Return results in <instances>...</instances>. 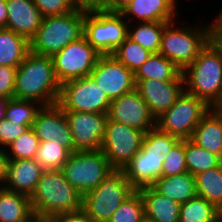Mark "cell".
I'll use <instances>...</instances> for the list:
<instances>
[{
  "label": "cell",
  "mask_w": 222,
  "mask_h": 222,
  "mask_svg": "<svg viewBox=\"0 0 222 222\" xmlns=\"http://www.w3.org/2000/svg\"><path fill=\"white\" fill-rule=\"evenodd\" d=\"M60 93L51 56L29 51L17 67L13 97L51 106L58 103Z\"/></svg>",
  "instance_id": "6da1fadb"
},
{
  "label": "cell",
  "mask_w": 222,
  "mask_h": 222,
  "mask_svg": "<svg viewBox=\"0 0 222 222\" xmlns=\"http://www.w3.org/2000/svg\"><path fill=\"white\" fill-rule=\"evenodd\" d=\"M179 140L178 137L160 131L157 127L145 133L140 151L122 169L136 190L152 186L162 177L165 156Z\"/></svg>",
  "instance_id": "7a4b0ae2"
},
{
  "label": "cell",
  "mask_w": 222,
  "mask_h": 222,
  "mask_svg": "<svg viewBox=\"0 0 222 222\" xmlns=\"http://www.w3.org/2000/svg\"><path fill=\"white\" fill-rule=\"evenodd\" d=\"M29 198L37 216L58 217L82 210L83 196L66 180L61 170L44 171Z\"/></svg>",
  "instance_id": "3957f363"
},
{
  "label": "cell",
  "mask_w": 222,
  "mask_h": 222,
  "mask_svg": "<svg viewBox=\"0 0 222 222\" xmlns=\"http://www.w3.org/2000/svg\"><path fill=\"white\" fill-rule=\"evenodd\" d=\"M185 91L214 108L222 99V53L211 41L183 71Z\"/></svg>",
  "instance_id": "277c9868"
},
{
  "label": "cell",
  "mask_w": 222,
  "mask_h": 222,
  "mask_svg": "<svg viewBox=\"0 0 222 222\" xmlns=\"http://www.w3.org/2000/svg\"><path fill=\"white\" fill-rule=\"evenodd\" d=\"M181 23L178 18L164 27L159 54L183 71L210 41V25L209 21L203 24L198 21L197 25L187 24L186 21Z\"/></svg>",
  "instance_id": "5b68a950"
},
{
  "label": "cell",
  "mask_w": 222,
  "mask_h": 222,
  "mask_svg": "<svg viewBox=\"0 0 222 222\" xmlns=\"http://www.w3.org/2000/svg\"><path fill=\"white\" fill-rule=\"evenodd\" d=\"M84 36V6L63 15L43 17L35 36L29 41L30 51L52 56L71 42Z\"/></svg>",
  "instance_id": "8992f818"
},
{
  "label": "cell",
  "mask_w": 222,
  "mask_h": 222,
  "mask_svg": "<svg viewBox=\"0 0 222 222\" xmlns=\"http://www.w3.org/2000/svg\"><path fill=\"white\" fill-rule=\"evenodd\" d=\"M135 191L124 172L114 169L94 190L83 196L82 211L93 222H108Z\"/></svg>",
  "instance_id": "52a82bcc"
},
{
  "label": "cell",
  "mask_w": 222,
  "mask_h": 222,
  "mask_svg": "<svg viewBox=\"0 0 222 222\" xmlns=\"http://www.w3.org/2000/svg\"><path fill=\"white\" fill-rule=\"evenodd\" d=\"M128 24L120 13L84 6V36L102 55L112 54L127 38Z\"/></svg>",
  "instance_id": "ba28073f"
},
{
  "label": "cell",
  "mask_w": 222,
  "mask_h": 222,
  "mask_svg": "<svg viewBox=\"0 0 222 222\" xmlns=\"http://www.w3.org/2000/svg\"><path fill=\"white\" fill-rule=\"evenodd\" d=\"M113 170L102 150L75 151L61 169L82 196L94 190Z\"/></svg>",
  "instance_id": "9c48e42d"
},
{
  "label": "cell",
  "mask_w": 222,
  "mask_h": 222,
  "mask_svg": "<svg viewBox=\"0 0 222 222\" xmlns=\"http://www.w3.org/2000/svg\"><path fill=\"white\" fill-rule=\"evenodd\" d=\"M210 108L203 100L184 90L173 106L156 118V127L180 140L190 139Z\"/></svg>",
  "instance_id": "30bf717a"
},
{
  "label": "cell",
  "mask_w": 222,
  "mask_h": 222,
  "mask_svg": "<svg viewBox=\"0 0 222 222\" xmlns=\"http://www.w3.org/2000/svg\"><path fill=\"white\" fill-rule=\"evenodd\" d=\"M111 100L91 75L61 85L58 105L64 111L107 114Z\"/></svg>",
  "instance_id": "8fae6325"
},
{
  "label": "cell",
  "mask_w": 222,
  "mask_h": 222,
  "mask_svg": "<svg viewBox=\"0 0 222 222\" xmlns=\"http://www.w3.org/2000/svg\"><path fill=\"white\" fill-rule=\"evenodd\" d=\"M100 54L85 36L71 42L51 56L58 82L63 83L90 75Z\"/></svg>",
  "instance_id": "7c38bea8"
},
{
  "label": "cell",
  "mask_w": 222,
  "mask_h": 222,
  "mask_svg": "<svg viewBox=\"0 0 222 222\" xmlns=\"http://www.w3.org/2000/svg\"><path fill=\"white\" fill-rule=\"evenodd\" d=\"M145 132L107 119L105 139L101 150L110 166L122 170L140 151Z\"/></svg>",
  "instance_id": "4fadbf2b"
},
{
  "label": "cell",
  "mask_w": 222,
  "mask_h": 222,
  "mask_svg": "<svg viewBox=\"0 0 222 222\" xmlns=\"http://www.w3.org/2000/svg\"><path fill=\"white\" fill-rule=\"evenodd\" d=\"M74 140L75 151H97L105 139L108 115L64 111Z\"/></svg>",
  "instance_id": "5bb4252c"
},
{
  "label": "cell",
  "mask_w": 222,
  "mask_h": 222,
  "mask_svg": "<svg viewBox=\"0 0 222 222\" xmlns=\"http://www.w3.org/2000/svg\"><path fill=\"white\" fill-rule=\"evenodd\" d=\"M90 75L110 100L135 89L134 73L112 54L101 55Z\"/></svg>",
  "instance_id": "9a60e30c"
},
{
  "label": "cell",
  "mask_w": 222,
  "mask_h": 222,
  "mask_svg": "<svg viewBox=\"0 0 222 222\" xmlns=\"http://www.w3.org/2000/svg\"><path fill=\"white\" fill-rule=\"evenodd\" d=\"M107 115L109 120L139 129L145 133L156 127L155 117L136 89L119 98L112 99Z\"/></svg>",
  "instance_id": "2e32d148"
},
{
  "label": "cell",
  "mask_w": 222,
  "mask_h": 222,
  "mask_svg": "<svg viewBox=\"0 0 222 222\" xmlns=\"http://www.w3.org/2000/svg\"><path fill=\"white\" fill-rule=\"evenodd\" d=\"M134 81L135 89L147 103L155 119L171 108L185 90L183 73L173 81L153 79H134Z\"/></svg>",
  "instance_id": "e0dca14e"
},
{
  "label": "cell",
  "mask_w": 222,
  "mask_h": 222,
  "mask_svg": "<svg viewBox=\"0 0 222 222\" xmlns=\"http://www.w3.org/2000/svg\"><path fill=\"white\" fill-rule=\"evenodd\" d=\"M40 142L57 141L74 152V140L64 110L58 105L42 106L31 126Z\"/></svg>",
  "instance_id": "ac0fdd59"
},
{
  "label": "cell",
  "mask_w": 222,
  "mask_h": 222,
  "mask_svg": "<svg viewBox=\"0 0 222 222\" xmlns=\"http://www.w3.org/2000/svg\"><path fill=\"white\" fill-rule=\"evenodd\" d=\"M178 0H133L120 14L128 23L172 22L180 16Z\"/></svg>",
  "instance_id": "d6986e66"
},
{
  "label": "cell",
  "mask_w": 222,
  "mask_h": 222,
  "mask_svg": "<svg viewBox=\"0 0 222 222\" xmlns=\"http://www.w3.org/2000/svg\"><path fill=\"white\" fill-rule=\"evenodd\" d=\"M6 28L30 41L41 25L43 16L33 0H6Z\"/></svg>",
  "instance_id": "ffe728a7"
},
{
  "label": "cell",
  "mask_w": 222,
  "mask_h": 222,
  "mask_svg": "<svg viewBox=\"0 0 222 222\" xmlns=\"http://www.w3.org/2000/svg\"><path fill=\"white\" fill-rule=\"evenodd\" d=\"M44 170L35 158L9 160L4 188L31 196Z\"/></svg>",
  "instance_id": "44dd1931"
},
{
  "label": "cell",
  "mask_w": 222,
  "mask_h": 222,
  "mask_svg": "<svg viewBox=\"0 0 222 222\" xmlns=\"http://www.w3.org/2000/svg\"><path fill=\"white\" fill-rule=\"evenodd\" d=\"M138 191L144 202L145 219L152 222H179L181 204L161 195L152 186Z\"/></svg>",
  "instance_id": "7402d4cb"
},
{
  "label": "cell",
  "mask_w": 222,
  "mask_h": 222,
  "mask_svg": "<svg viewBox=\"0 0 222 222\" xmlns=\"http://www.w3.org/2000/svg\"><path fill=\"white\" fill-rule=\"evenodd\" d=\"M190 140L222 158V114L210 108L194 129Z\"/></svg>",
  "instance_id": "603a6c76"
},
{
  "label": "cell",
  "mask_w": 222,
  "mask_h": 222,
  "mask_svg": "<svg viewBox=\"0 0 222 222\" xmlns=\"http://www.w3.org/2000/svg\"><path fill=\"white\" fill-rule=\"evenodd\" d=\"M152 187L161 195L183 204L197 196L195 176L189 172L158 178Z\"/></svg>",
  "instance_id": "cb8c5ba5"
},
{
  "label": "cell",
  "mask_w": 222,
  "mask_h": 222,
  "mask_svg": "<svg viewBox=\"0 0 222 222\" xmlns=\"http://www.w3.org/2000/svg\"><path fill=\"white\" fill-rule=\"evenodd\" d=\"M32 216L29 196L0 187V222H27Z\"/></svg>",
  "instance_id": "d4e9b609"
},
{
  "label": "cell",
  "mask_w": 222,
  "mask_h": 222,
  "mask_svg": "<svg viewBox=\"0 0 222 222\" xmlns=\"http://www.w3.org/2000/svg\"><path fill=\"white\" fill-rule=\"evenodd\" d=\"M30 51L29 41L7 28H0V65L18 67Z\"/></svg>",
  "instance_id": "484cf974"
},
{
  "label": "cell",
  "mask_w": 222,
  "mask_h": 222,
  "mask_svg": "<svg viewBox=\"0 0 222 222\" xmlns=\"http://www.w3.org/2000/svg\"><path fill=\"white\" fill-rule=\"evenodd\" d=\"M182 70L171 60L157 53L150 57L135 71L134 79H153L159 81H173Z\"/></svg>",
  "instance_id": "4316f807"
},
{
  "label": "cell",
  "mask_w": 222,
  "mask_h": 222,
  "mask_svg": "<svg viewBox=\"0 0 222 222\" xmlns=\"http://www.w3.org/2000/svg\"><path fill=\"white\" fill-rule=\"evenodd\" d=\"M168 23L169 22L129 23L127 37L152 54H157L161 47L162 32Z\"/></svg>",
  "instance_id": "83f0119b"
},
{
  "label": "cell",
  "mask_w": 222,
  "mask_h": 222,
  "mask_svg": "<svg viewBox=\"0 0 222 222\" xmlns=\"http://www.w3.org/2000/svg\"><path fill=\"white\" fill-rule=\"evenodd\" d=\"M187 172L193 176L222 164V158L198 146L190 139H184Z\"/></svg>",
  "instance_id": "f1b7e54d"
},
{
  "label": "cell",
  "mask_w": 222,
  "mask_h": 222,
  "mask_svg": "<svg viewBox=\"0 0 222 222\" xmlns=\"http://www.w3.org/2000/svg\"><path fill=\"white\" fill-rule=\"evenodd\" d=\"M197 196L222 207V164L195 175Z\"/></svg>",
  "instance_id": "f546056e"
},
{
  "label": "cell",
  "mask_w": 222,
  "mask_h": 222,
  "mask_svg": "<svg viewBox=\"0 0 222 222\" xmlns=\"http://www.w3.org/2000/svg\"><path fill=\"white\" fill-rule=\"evenodd\" d=\"M218 208L200 196L181 204L179 222H217Z\"/></svg>",
  "instance_id": "4dcf8cb0"
},
{
  "label": "cell",
  "mask_w": 222,
  "mask_h": 222,
  "mask_svg": "<svg viewBox=\"0 0 222 222\" xmlns=\"http://www.w3.org/2000/svg\"><path fill=\"white\" fill-rule=\"evenodd\" d=\"M70 154L68 149L61 146L59 140L44 141L39 142L35 160L44 171L61 170Z\"/></svg>",
  "instance_id": "1f68e13d"
},
{
  "label": "cell",
  "mask_w": 222,
  "mask_h": 222,
  "mask_svg": "<svg viewBox=\"0 0 222 222\" xmlns=\"http://www.w3.org/2000/svg\"><path fill=\"white\" fill-rule=\"evenodd\" d=\"M42 105L32 100L10 98L6 105L5 118L18 125L32 126Z\"/></svg>",
  "instance_id": "d6a6232c"
},
{
  "label": "cell",
  "mask_w": 222,
  "mask_h": 222,
  "mask_svg": "<svg viewBox=\"0 0 222 222\" xmlns=\"http://www.w3.org/2000/svg\"><path fill=\"white\" fill-rule=\"evenodd\" d=\"M152 53L133 42L128 37L115 49L112 55L133 73L150 57Z\"/></svg>",
  "instance_id": "836d02e7"
},
{
  "label": "cell",
  "mask_w": 222,
  "mask_h": 222,
  "mask_svg": "<svg viewBox=\"0 0 222 222\" xmlns=\"http://www.w3.org/2000/svg\"><path fill=\"white\" fill-rule=\"evenodd\" d=\"M144 219V202L136 190L115 210L108 222H142Z\"/></svg>",
  "instance_id": "e575fe53"
},
{
  "label": "cell",
  "mask_w": 222,
  "mask_h": 222,
  "mask_svg": "<svg viewBox=\"0 0 222 222\" xmlns=\"http://www.w3.org/2000/svg\"><path fill=\"white\" fill-rule=\"evenodd\" d=\"M39 139L36 137L33 129L30 127L25 133L19 136L9 147L6 153L9 160L31 159L35 158L39 147Z\"/></svg>",
  "instance_id": "d590c367"
},
{
  "label": "cell",
  "mask_w": 222,
  "mask_h": 222,
  "mask_svg": "<svg viewBox=\"0 0 222 222\" xmlns=\"http://www.w3.org/2000/svg\"><path fill=\"white\" fill-rule=\"evenodd\" d=\"M162 163V177L174 176L187 172L184 151V139L179 140Z\"/></svg>",
  "instance_id": "8d00e7d4"
},
{
  "label": "cell",
  "mask_w": 222,
  "mask_h": 222,
  "mask_svg": "<svg viewBox=\"0 0 222 222\" xmlns=\"http://www.w3.org/2000/svg\"><path fill=\"white\" fill-rule=\"evenodd\" d=\"M43 17L63 15L76 10L80 3L78 0H33Z\"/></svg>",
  "instance_id": "74e56055"
},
{
  "label": "cell",
  "mask_w": 222,
  "mask_h": 222,
  "mask_svg": "<svg viewBox=\"0 0 222 222\" xmlns=\"http://www.w3.org/2000/svg\"><path fill=\"white\" fill-rule=\"evenodd\" d=\"M30 126L18 125L8 121L6 118L0 122V148L6 149L19 136L25 133Z\"/></svg>",
  "instance_id": "f35d334b"
},
{
  "label": "cell",
  "mask_w": 222,
  "mask_h": 222,
  "mask_svg": "<svg viewBox=\"0 0 222 222\" xmlns=\"http://www.w3.org/2000/svg\"><path fill=\"white\" fill-rule=\"evenodd\" d=\"M17 67L0 65V97L13 98Z\"/></svg>",
  "instance_id": "ab89813d"
},
{
  "label": "cell",
  "mask_w": 222,
  "mask_h": 222,
  "mask_svg": "<svg viewBox=\"0 0 222 222\" xmlns=\"http://www.w3.org/2000/svg\"><path fill=\"white\" fill-rule=\"evenodd\" d=\"M210 41L222 53V21H209Z\"/></svg>",
  "instance_id": "60d3db41"
},
{
  "label": "cell",
  "mask_w": 222,
  "mask_h": 222,
  "mask_svg": "<svg viewBox=\"0 0 222 222\" xmlns=\"http://www.w3.org/2000/svg\"><path fill=\"white\" fill-rule=\"evenodd\" d=\"M133 0H104L98 7L113 13H120Z\"/></svg>",
  "instance_id": "b9f144b4"
},
{
  "label": "cell",
  "mask_w": 222,
  "mask_h": 222,
  "mask_svg": "<svg viewBox=\"0 0 222 222\" xmlns=\"http://www.w3.org/2000/svg\"><path fill=\"white\" fill-rule=\"evenodd\" d=\"M61 222H93L82 210L57 217Z\"/></svg>",
  "instance_id": "7bdbcfd3"
},
{
  "label": "cell",
  "mask_w": 222,
  "mask_h": 222,
  "mask_svg": "<svg viewBox=\"0 0 222 222\" xmlns=\"http://www.w3.org/2000/svg\"><path fill=\"white\" fill-rule=\"evenodd\" d=\"M8 162L6 150L0 148V187H3L6 182Z\"/></svg>",
  "instance_id": "ee69618b"
},
{
  "label": "cell",
  "mask_w": 222,
  "mask_h": 222,
  "mask_svg": "<svg viewBox=\"0 0 222 222\" xmlns=\"http://www.w3.org/2000/svg\"><path fill=\"white\" fill-rule=\"evenodd\" d=\"M6 24H7L6 0H0V28H6Z\"/></svg>",
  "instance_id": "f6af8a7d"
},
{
  "label": "cell",
  "mask_w": 222,
  "mask_h": 222,
  "mask_svg": "<svg viewBox=\"0 0 222 222\" xmlns=\"http://www.w3.org/2000/svg\"><path fill=\"white\" fill-rule=\"evenodd\" d=\"M10 98L0 97V122L5 119L6 116V105Z\"/></svg>",
  "instance_id": "bcb514c9"
},
{
  "label": "cell",
  "mask_w": 222,
  "mask_h": 222,
  "mask_svg": "<svg viewBox=\"0 0 222 222\" xmlns=\"http://www.w3.org/2000/svg\"><path fill=\"white\" fill-rule=\"evenodd\" d=\"M104 0H78L80 5L87 7H98Z\"/></svg>",
  "instance_id": "7dc6e473"
},
{
  "label": "cell",
  "mask_w": 222,
  "mask_h": 222,
  "mask_svg": "<svg viewBox=\"0 0 222 222\" xmlns=\"http://www.w3.org/2000/svg\"><path fill=\"white\" fill-rule=\"evenodd\" d=\"M41 222H61L57 217H44L41 216Z\"/></svg>",
  "instance_id": "c3c4849f"
},
{
  "label": "cell",
  "mask_w": 222,
  "mask_h": 222,
  "mask_svg": "<svg viewBox=\"0 0 222 222\" xmlns=\"http://www.w3.org/2000/svg\"><path fill=\"white\" fill-rule=\"evenodd\" d=\"M213 19L211 21H222V8L217 11V15L212 17Z\"/></svg>",
  "instance_id": "681fc988"
},
{
  "label": "cell",
  "mask_w": 222,
  "mask_h": 222,
  "mask_svg": "<svg viewBox=\"0 0 222 222\" xmlns=\"http://www.w3.org/2000/svg\"><path fill=\"white\" fill-rule=\"evenodd\" d=\"M27 222H41V216L34 215Z\"/></svg>",
  "instance_id": "f907efd6"
},
{
  "label": "cell",
  "mask_w": 222,
  "mask_h": 222,
  "mask_svg": "<svg viewBox=\"0 0 222 222\" xmlns=\"http://www.w3.org/2000/svg\"><path fill=\"white\" fill-rule=\"evenodd\" d=\"M220 114H222V99L220 102L214 107Z\"/></svg>",
  "instance_id": "816d5d0a"
},
{
  "label": "cell",
  "mask_w": 222,
  "mask_h": 222,
  "mask_svg": "<svg viewBox=\"0 0 222 222\" xmlns=\"http://www.w3.org/2000/svg\"><path fill=\"white\" fill-rule=\"evenodd\" d=\"M217 222H222V207L218 209V220Z\"/></svg>",
  "instance_id": "f5cc1de1"
},
{
  "label": "cell",
  "mask_w": 222,
  "mask_h": 222,
  "mask_svg": "<svg viewBox=\"0 0 222 222\" xmlns=\"http://www.w3.org/2000/svg\"><path fill=\"white\" fill-rule=\"evenodd\" d=\"M142 222H152V221H149V220H147V219H144Z\"/></svg>",
  "instance_id": "db71d44e"
}]
</instances>
